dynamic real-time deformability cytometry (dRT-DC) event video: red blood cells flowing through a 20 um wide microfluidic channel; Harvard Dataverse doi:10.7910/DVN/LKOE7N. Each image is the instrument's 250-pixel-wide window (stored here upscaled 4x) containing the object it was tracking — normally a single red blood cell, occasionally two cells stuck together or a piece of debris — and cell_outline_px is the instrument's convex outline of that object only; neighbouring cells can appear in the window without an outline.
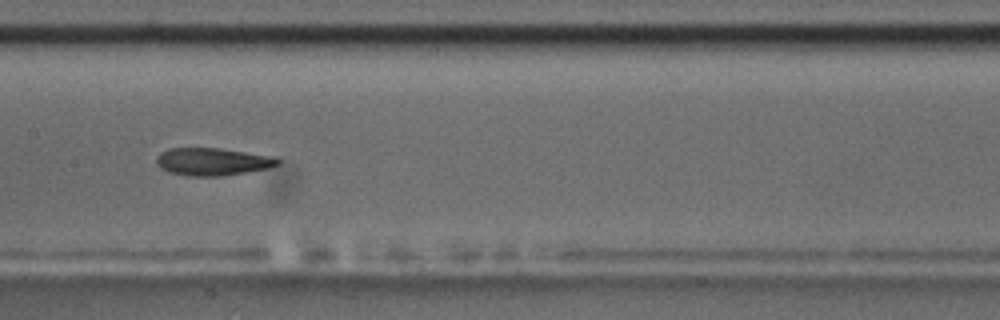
{"species": "common noctule bat (a hibernating species)", "species_latin": "Nyctalus noctula", "temperature_condition": "room temperature", "stored_images_in_passage": 13, "camera_frame_rate_fps": 3000, "um_per_image_px": 0.085, "animal": {"sex": "male", "body_mass_g": 17.5, "forearm_length_mm": 52.3}, "frame": {"image": 1, "passage_image": 8, "time_ms": 9.0, "image_size_px": [1000, 320], "cell_outline_px": [[280, 164], [268, 168], [220, 176], [188, 176], [168, 172], [160, 168], [156, 164], [156, 156], [160, 152], [168, 148], [216, 148], [272, 156], [280, 160]], "centroid_in_image_um": [18.0, 13.74], "position_along_channel_um": 189.4, "area_um2": 19.42}, "authors_computed_cell_mechanics": {"area_um2": 19.1896, "velocity_mm_per_s": 3.5447, "shape_relaxation_time_tau1_ms": 8.7045, "shape_relaxation_time_tau2_ms": 2.7948, "deformation_change_tau1": 0.218, "deformation_change_tau2": 0.0786}}